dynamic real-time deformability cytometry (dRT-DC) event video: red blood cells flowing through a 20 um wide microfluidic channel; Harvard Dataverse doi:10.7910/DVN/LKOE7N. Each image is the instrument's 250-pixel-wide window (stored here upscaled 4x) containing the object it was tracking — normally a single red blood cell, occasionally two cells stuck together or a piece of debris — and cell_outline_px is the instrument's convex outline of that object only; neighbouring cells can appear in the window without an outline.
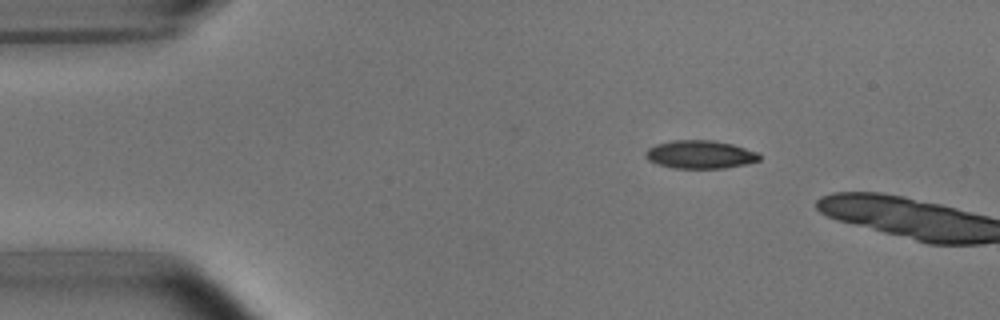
{"species": "common noctule bat (a hibernating species)", "species_latin": "Nyctalus noctula", "temperature_condition": "room temperature", "stored_images_in_passage": 3, "camera_frame_rate_fps": 3000, "um_per_image_px": 0.085, "animal": {"sex": "male", "body_mass_g": 15.6}, "frame": {"image": 1, "passage_image": 2, "time_ms": 1.0, "image_size_px": [1000, 320], "cell_outline_px": [[760, 160], [744, 164], [724, 168], [672, 168], [656, 164], [648, 160], [644, 156], [644, 152], [648, 148], [656, 144], [672, 140], [716, 140], [732, 144], [756, 152], [760, 156]], "centroid_in_image_um": [59.45, 13.13], "position_along_channel_um": 25.6, "area_um2": 18.73}}